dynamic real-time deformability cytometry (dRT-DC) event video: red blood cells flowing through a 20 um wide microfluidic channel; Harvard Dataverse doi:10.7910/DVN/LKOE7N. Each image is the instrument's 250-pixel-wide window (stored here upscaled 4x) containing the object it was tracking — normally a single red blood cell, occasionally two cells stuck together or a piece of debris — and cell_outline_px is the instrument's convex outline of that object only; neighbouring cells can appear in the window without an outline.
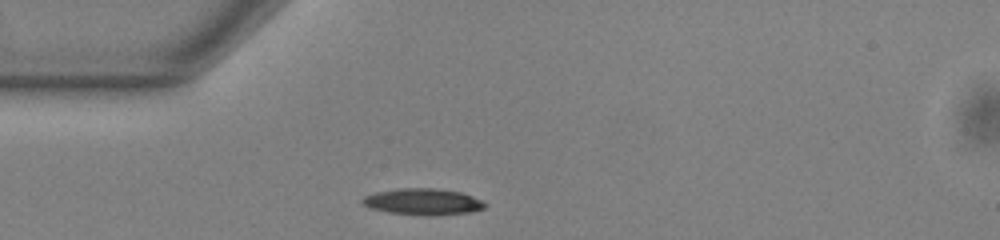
{"species": "common noctule bat (a hibernating species)", "species_latin": "Nyctalus noctula", "temperature_condition": "warm", "stored_images_in_passage": 40, "camera_frame_rate_fps": 3000, "um_per_image_px": 0.085, "animal": {"sex": "male", "body_mass_g": 13.0, "forearm_length_mm": 53.1}, "frame": {"image": 1, "passage_image": 1, "time_ms": 0.0, "image_size_px": [1000, 240], "cell_outline_px": [[488, 204], [484, 208], [472, 212], [432, 216], [424, 216], [388, 212], [368, 208], [360, 204], [360, 200], [364, 196], [376, 192], [400, 188], [436, 188], [460, 192], [484, 200]], "centroid_in_image_um": [35.94, 17.15], "position_along_channel_um": 49.1, "area_um2": 19.25}}
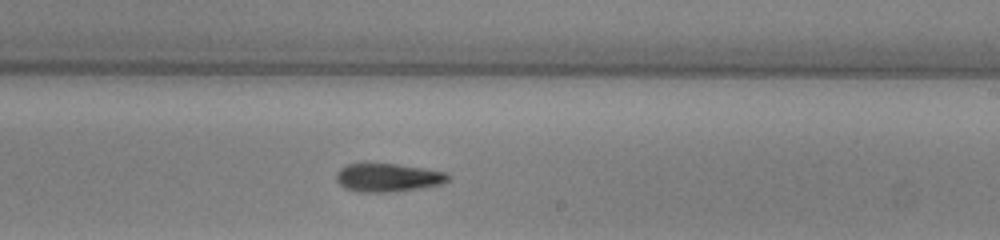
{"frame": {"image": 2, "passage_image": 18, "time_ms": 5.667, "image_size_px": [1000, 240], "cell_outline_px": [[448, 180], [440, 184], [420, 188], [388, 192], [356, 192], [344, 188], [336, 180], [336, 172], [340, 168], [348, 164], [400, 164], [444, 172], [448, 176]], "centroid_in_image_um": [32.91, 15.1], "position_along_channel_um": 256.1, "area_um2": 18.26}}
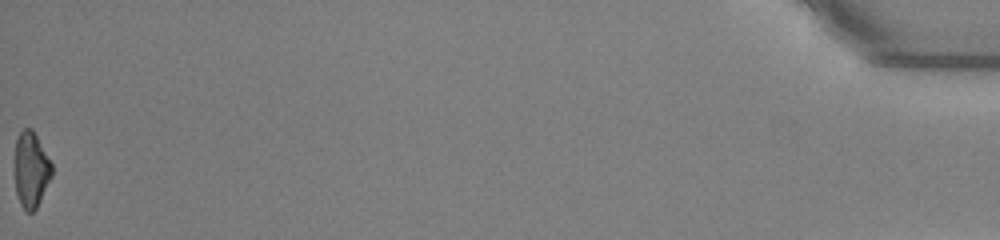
{"frame": {"image": 3, "passage_image": 40, "time_ms": 13.0, "image_size_px": [1000, 240], "cell_outline_px": [[52, 176], [36, 208], [32, 212], [28, 212], [20, 204], [16, 192], [16, 140], [20, 132], [24, 128], [32, 128], [52, 164]], "centroid_in_image_um": [2.66, 14.42], "position_along_channel_um": 432.5, "area_um2": 15.95}, "authors_computed_cell_mechanics": {"area_um2": 18.1492, "velocity_mm_per_s": 3.8668, "shape_relaxation_time_tau1_ms": 7.8505, "shape_relaxation_time_tau2_ms": null, "deformation_change_tau1": 0.1967, "deformation_change_tau2": null}}